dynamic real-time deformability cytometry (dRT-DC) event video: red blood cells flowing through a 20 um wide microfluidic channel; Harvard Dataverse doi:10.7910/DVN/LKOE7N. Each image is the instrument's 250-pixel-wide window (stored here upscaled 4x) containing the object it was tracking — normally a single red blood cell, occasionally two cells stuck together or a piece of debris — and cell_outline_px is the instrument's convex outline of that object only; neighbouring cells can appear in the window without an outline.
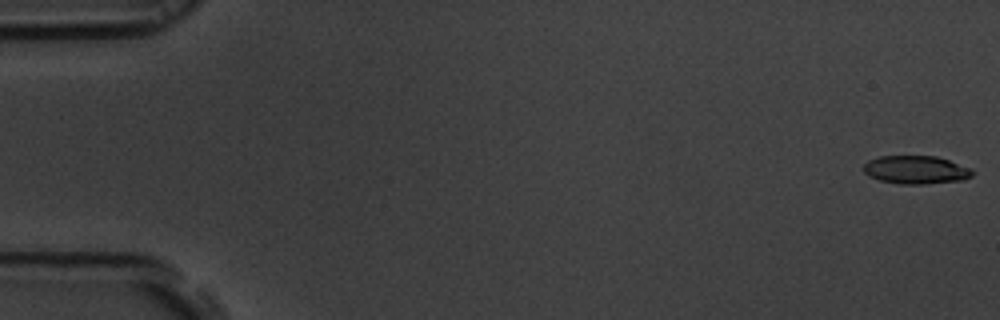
{"species": "common noctule bat (a hibernating species)", "species_latin": "Nyctalus noctula", "temperature_condition": "room temperature", "stored_images_in_passage": 52, "camera_frame_rate_fps": 3000, "um_per_image_px": 0.085, "animal": {"sex": "male", "body_mass_g": 19.5, "forearm_length_mm": 54.6}, "frame": {"image": 1, "passage_image": 1, "time_ms": 0.0, "image_size_px": [1000, 320], "cell_outline_px": [[972, 176], [964, 180], [924, 184], [900, 184], [880, 180], [868, 176], [864, 172], [864, 164], [868, 160], [880, 156], [936, 156], [972, 168]], "centroid_in_image_um": [77.85, 14.43], "position_along_channel_um": 7.1, "area_um2": 17.92}}
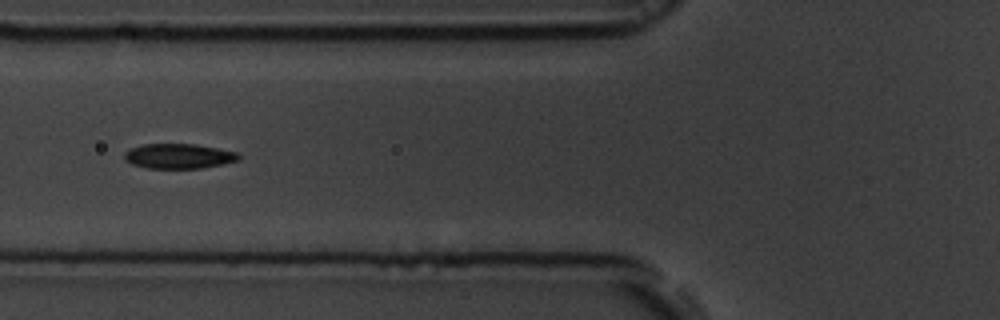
{"frame": {"image": 2, "passage_image": 18, "time_ms": 5.667, "image_size_px": [1000, 320], "cell_outline_px": [[240, 160], [224, 164], [204, 168], [148, 168], [132, 164], [124, 160], [124, 152], [132, 148], [144, 144], [192, 144], [240, 152]], "centroid_in_image_um": [15.23, 13.28], "position_along_channel_um": 110.6, "area_um2": 16.65}}
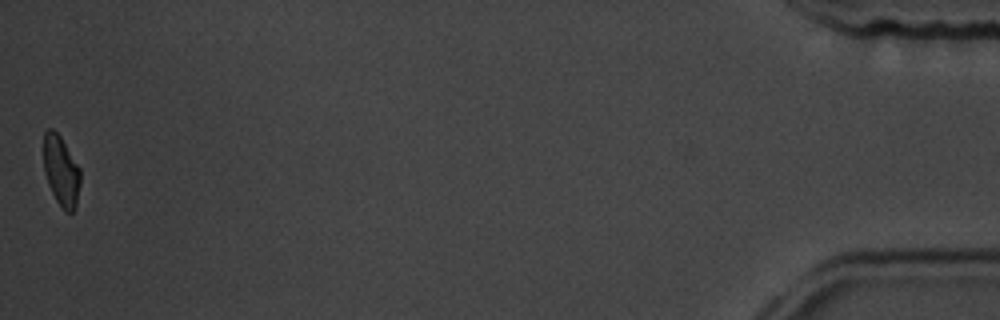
{"frame": {"image": 3, "passage_image": 52, "time_ms": 17.0, "image_size_px": [1000, 320], "cell_outline_px": [[80, 184], [76, 208], [72, 212], [64, 212], [56, 200], [48, 184], [44, 168], [44, 132], [48, 128], [52, 128], [60, 136], [80, 168]], "centroid_in_image_um": [5.2, 14.55], "position_along_channel_um": 430.0, "area_um2": 15.03}, "authors_computed_cell_mechanics": {"area_um2": 16.6175, "velocity_mm_per_s": 3.6683, "shape_relaxation_time_tau1_ms": 3.129, "shape_relaxation_time_tau2_ms": 2.4772, "deformation_change_tau1": 0.1183, "deformation_change_tau2": 0.0631}}